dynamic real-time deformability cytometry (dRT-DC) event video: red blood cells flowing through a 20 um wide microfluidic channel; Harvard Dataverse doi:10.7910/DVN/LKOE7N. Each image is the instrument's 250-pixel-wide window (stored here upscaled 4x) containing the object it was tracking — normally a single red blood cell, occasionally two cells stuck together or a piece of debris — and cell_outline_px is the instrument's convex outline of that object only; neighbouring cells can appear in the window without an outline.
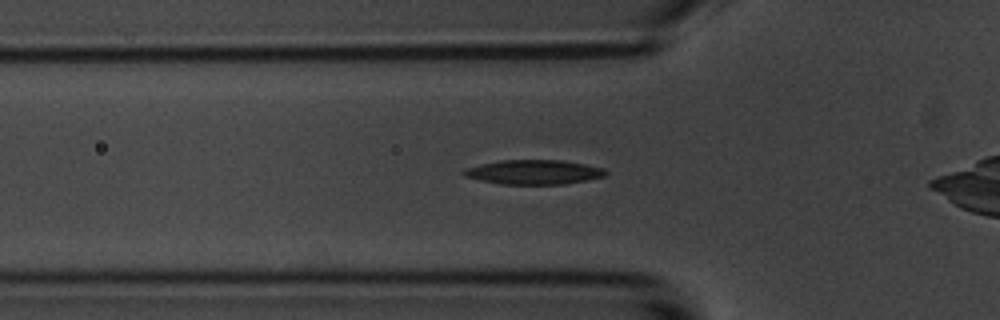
{"species": "common noctule bat (a hibernating species)", "species_latin": "Nyctalus noctula", "temperature_condition": "room temperature", "stored_images_in_passage": 40, "camera_frame_rate_fps": 3000, "um_per_image_px": 0.085, "animal": {"sex": "male", "body_mass_g": 20.1, "forearm_length_mm": 53.5}, "frame": {"image": 1, "passage_image": 8, "time_ms": 2.333, "image_size_px": [1000, 320], "cell_outline_px": [[608, 172], [604, 176], [588, 180], [564, 184], [500, 184], [480, 180], [464, 176], [460, 172], [464, 168], [500, 160], [560, 160], [584, 164], [604, 168]], "centroid_in_image_um": [45.35, 14.63], "position_along_channel_um": 80.4, "area_um2": 20.23}}
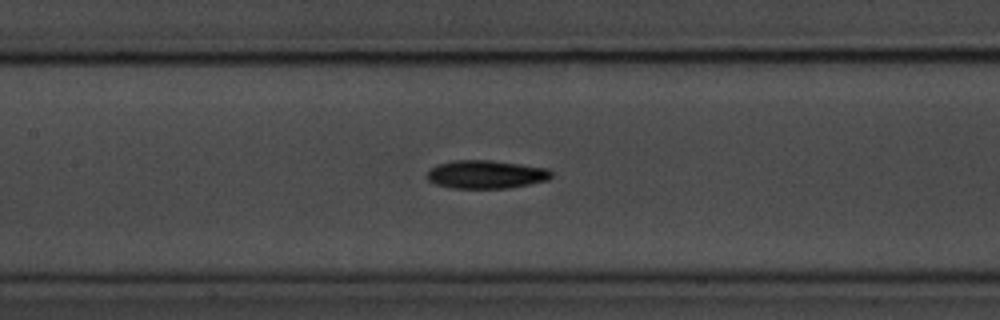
{"frame": {"image": 2, "passage_image": 15, "time_ms": 4.667, "image_size_px": [1000, 320], "cell_outline_px": [[552, 176], [548, 180], [508, 188], [452, 188], [436, 184], [428, 180], [424, 176], [436, 164], [456, 160], [488, 160], [520, 164], [548, 168], [552, 172]], "centroid_in_image_um": [41.29, 14.82], "position_along_channel_um": 166.1, "area_um2": 20.46}}
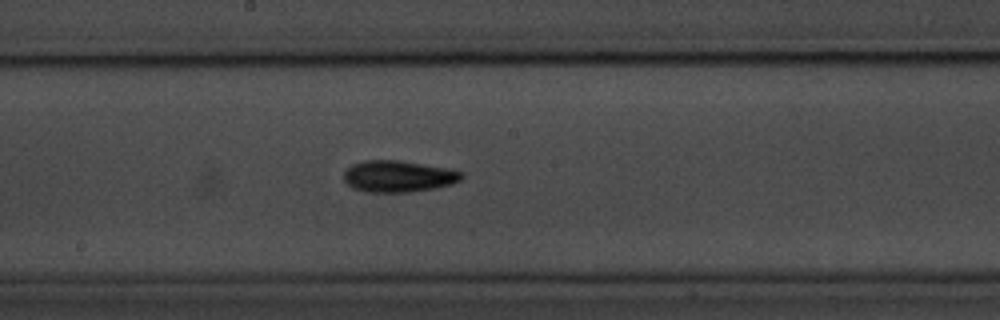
{"frame": {"image": 3, "passage_image": 19, "time_ms": 6.0, "image_size_px": [1000, 320], "cell_outline_px": [[464, 176], [460, 180], [452, 184], [436, 188], [408, 192], [368, 192], [352, 188], [344, 180], [344, 172], [352, 164], [364, 160], [396, 160], [444, 168], [460, 172]], "centroid_in_image_um": [33.81, 15.0], "position_along_channel_um": 214.4, "area_um2": 21.39}, "authors_computed_cell_mechanics": {"area_um2": 19.9699, "velocity_mm_per_s": 3.6246, "shape_relaxation_time_tau1_ms": 3.5563, "shape_relaxation_time_tau2_ms": 9.6682, "deformation_change_tau1": 0.14, "deformation_change_tau2": 0.1929}}